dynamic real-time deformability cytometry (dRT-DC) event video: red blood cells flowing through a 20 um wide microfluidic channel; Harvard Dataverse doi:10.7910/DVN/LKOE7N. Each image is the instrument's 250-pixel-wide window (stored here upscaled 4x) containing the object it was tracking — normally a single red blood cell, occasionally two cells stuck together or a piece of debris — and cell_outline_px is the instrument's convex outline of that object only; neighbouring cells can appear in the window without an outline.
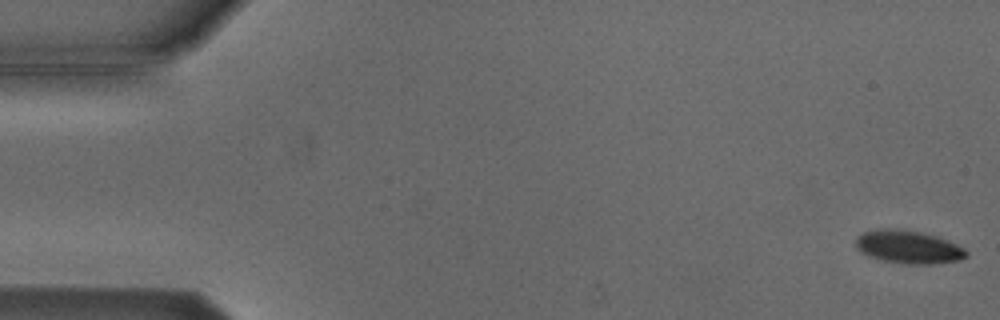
{"species": "Egyptian fruit bat (a non-hibernating species)", "species_latin": "Rousettus aegyptiacus", "temperature_condition": "cold", "stored_images_in_passage": 5, "camera_frame_rate_fps": 3000, "um_per_image_px": 0.085, "animal": {"sex": "male"}, "frame": {"image": 1, "passage_image": 1, "time_ms": 0.0, "image_size_px": [1000, 320], "cell_outline_px": [[968, 256], [960, 260], [932, 264], [904, 264], [884, 260], [860, 252], [856, 248], [856, 236], [864, 232], [880, 228], [896, 228], [920, 232], [936, 236], [948, 240], [964, 248], [968, 252]], "centroid_in_image_um": [77.22, 20.99], "position_along_channel_um": 7.8, "area_um2": 21.33}}
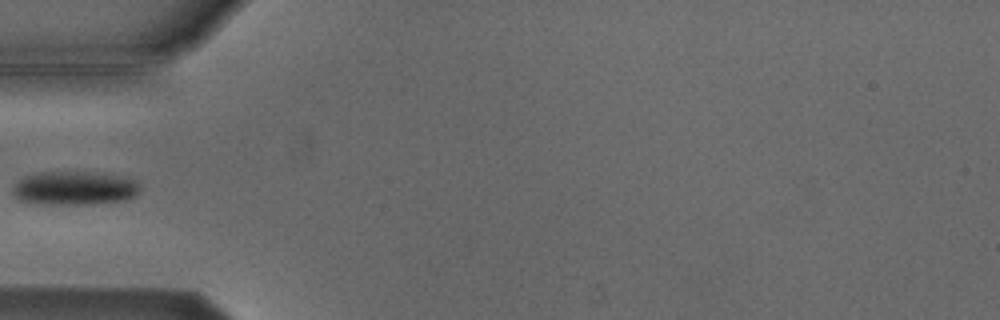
{"frame": {"image": 2, "passage_image": 5, "time_ms": 5.667, "image_size_px": [1000, 320], "cell_outline_px": [[140, 192], [136, 196], [124, 200], [96, 204], [36, 204], [16, 200], [12, 196], [12, 188], [24, 176], [44, 172], [88, 172], [124, 176], [136, 180], [140, 184]], "centroid_in_image_um": [6.34, 16.01], "position_along_channel_um": 78.7, "area_um2": 25.43}}